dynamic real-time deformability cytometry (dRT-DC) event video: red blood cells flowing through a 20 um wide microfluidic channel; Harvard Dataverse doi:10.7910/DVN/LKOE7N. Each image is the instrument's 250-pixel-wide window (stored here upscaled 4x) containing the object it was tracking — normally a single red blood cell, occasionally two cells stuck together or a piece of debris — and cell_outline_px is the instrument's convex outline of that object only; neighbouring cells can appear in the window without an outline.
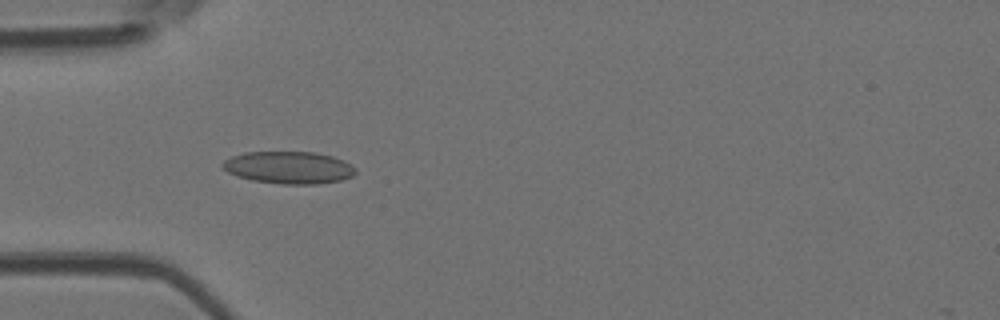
{"species": "Egyptian fruit bat (a non-hibernating species)", "species_latin": "Rousettus aegyptiacus", "temperature_condition": "room temperature", "stored_images_in_passage": 5, "camera_frame_rate_fps": 3000, "um_per_image_px": 0.085, "animal": {"sex": "female"}, "frame": {"image": 1, "passage_image": 4, "time_ms": 1.0, "image_size_px": [1000, 320], "cell_outline_px": [[356, 172], [352, 176], [340, 180], [316, 184], [280, 184], [252, 180], [236, 176], [228, 172], [220, 164], [224, 160], [232, 156], [244, 152], [316, 152], [332, 156], [344, 160], [352, 164], [356, 168]], "centroid_in_image_um": [24.55, 14.24], "position_along_channel_um": 60.4, "area_um2": 25.14}}
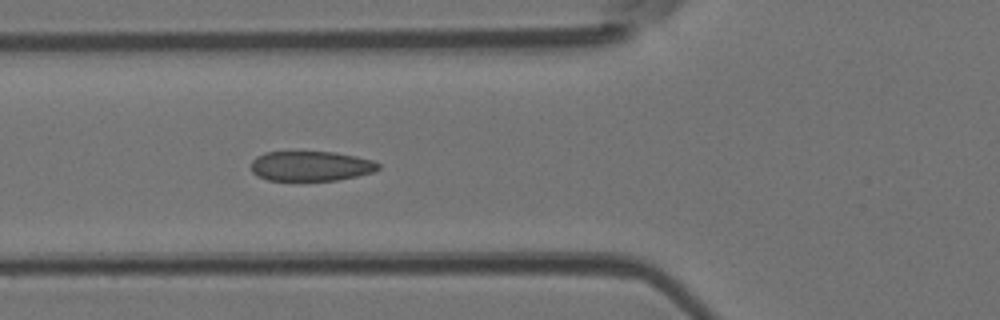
{"frame": {"image": 2, "passage_image": 5, "time_ms": 1.333, "image_size_px": [1000, 320], "cell_outline_px": [[380, 168], [372, 172], [356, 176], [336, 180], [268, 180], [256, 176], [252, 172], [252, 160], [256, 156], [264, 152], [336, 152], [356, 156], [372, 160], [380, 164]], "centroid_in_image_um": [26.4, 14.11], "position_along_channel_um": 99.4, "area_um2": 22.14}}